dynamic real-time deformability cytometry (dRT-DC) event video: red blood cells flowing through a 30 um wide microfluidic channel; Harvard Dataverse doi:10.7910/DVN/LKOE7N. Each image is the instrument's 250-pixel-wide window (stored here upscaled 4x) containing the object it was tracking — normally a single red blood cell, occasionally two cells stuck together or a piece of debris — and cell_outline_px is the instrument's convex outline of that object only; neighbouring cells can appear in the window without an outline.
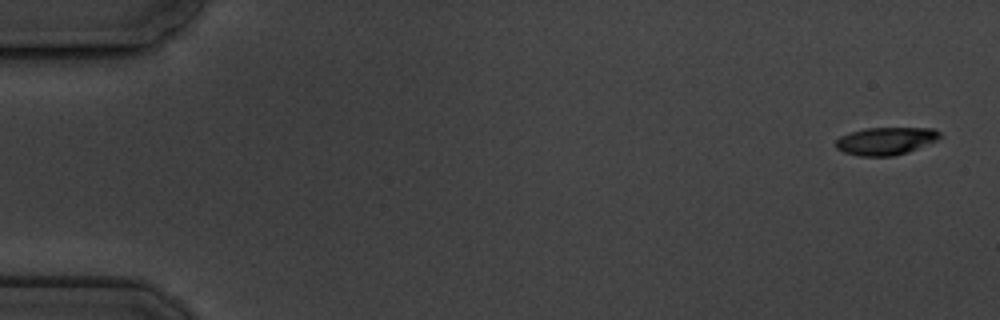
{"species": "common noctule bat (a hibernating species)", "species_latin": "Nyctalus noctula", "temperature_condition": "cold", "stored_images_in_passage": 4, "camera_frame_rate_fps": 3000, "um_per_image_px": 0.085, "animal": {"sex": "male", "body_mass_g": 19.5, "forearm_length_mm": 54.6}, "frame": {"image": 1, "passage_image": 1, "time_ms": 0.0, "image_size_px": [1000, 320], "cell_outline_px": [[944, 136], [936, 140], [908, 152], [892, 156], [860, 156], [844, 152], [836, 148], [836, 140], [840, 136], [864, 128], [932, 128], [940, 132]], "centroid_in_image_um": [75.3, 11.98], "position_along_channel_um": 9.7, "area_um2": 16.7}}